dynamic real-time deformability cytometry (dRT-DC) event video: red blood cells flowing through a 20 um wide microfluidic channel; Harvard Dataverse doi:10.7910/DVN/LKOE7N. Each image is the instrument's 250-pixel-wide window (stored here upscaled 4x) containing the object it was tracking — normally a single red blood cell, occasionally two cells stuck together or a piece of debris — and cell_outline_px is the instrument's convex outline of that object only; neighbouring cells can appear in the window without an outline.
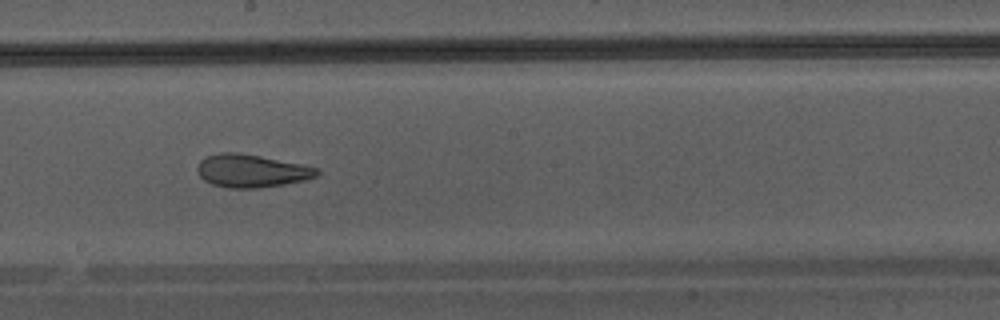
{"species": "Egyptian fruit bat (a non-hibernating species)", "species_latin": "Rousettus aegyptiacus", "temperature_condition": "warm", "stored_images_in_passage": 35, "camera_frame_rate_fps": 3000, "um_per_image_px": 0.085, "animal": {"sex": "male"}, "frame": {"image": 1, "passage_image": 16, "time_ms": 5.0, "image_size_px": [1000, 320], "cell_outline_px": [[320, 172], [316, 176], [304, 180], [284, 184], [260, 188], [228, 188], [212, 184], [204, 180], [196, 172], [196, 168], [200, 160], [204, 156], [220, 152], [236, 152], [260, 156], [320, 168]], "centroid_in_image_um": [21.33, 14.52], "position_along_channel_um": 226.9, "area_um2": 23.06}}